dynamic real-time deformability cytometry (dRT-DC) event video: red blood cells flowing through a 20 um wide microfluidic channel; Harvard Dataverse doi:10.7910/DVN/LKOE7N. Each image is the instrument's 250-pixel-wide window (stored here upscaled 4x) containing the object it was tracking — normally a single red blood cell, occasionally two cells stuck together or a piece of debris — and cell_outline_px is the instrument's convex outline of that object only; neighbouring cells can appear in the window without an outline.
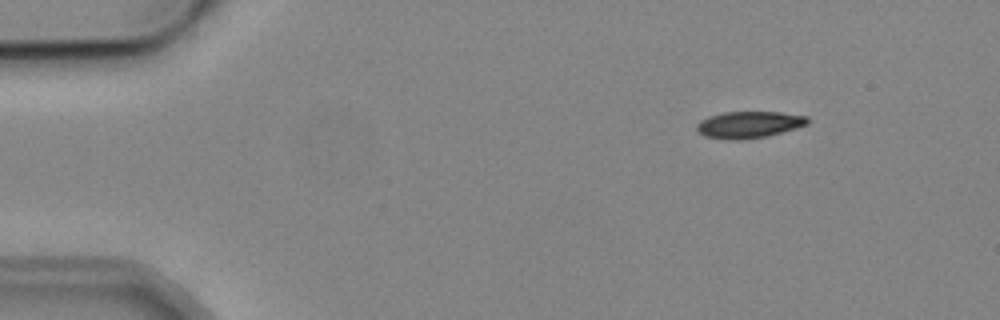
{"species": "common noctule bat (a hibernating species)", "species_latin": "Nyctalus noctula", "temperature_condition": "cold", "stored_images_in_passage": 6, "camera_frame_rate_fps": 3000, "um_per_image_px": 0.085, "animal": {"sex": "male", "body_mass_g": 19.2, "forearm_length_mm": 51.8}, "frame": {"image": 1, "passage_image": 2, "time_ms": 2.0, "image_size_px": [1000, 320], "cell_outline_px": [[808, 124], [796, 128], [768, 136], [744, 140], [724, 140], [704, 136], [696, 128], [696, 124], [700, 120], [708, 116], [724, 112], [780, 112], [808, 116]], "centroid_in_image_um": [63.64, 10.6], "position_along_channel_um": 21.4, "area_um2": 17.46}}